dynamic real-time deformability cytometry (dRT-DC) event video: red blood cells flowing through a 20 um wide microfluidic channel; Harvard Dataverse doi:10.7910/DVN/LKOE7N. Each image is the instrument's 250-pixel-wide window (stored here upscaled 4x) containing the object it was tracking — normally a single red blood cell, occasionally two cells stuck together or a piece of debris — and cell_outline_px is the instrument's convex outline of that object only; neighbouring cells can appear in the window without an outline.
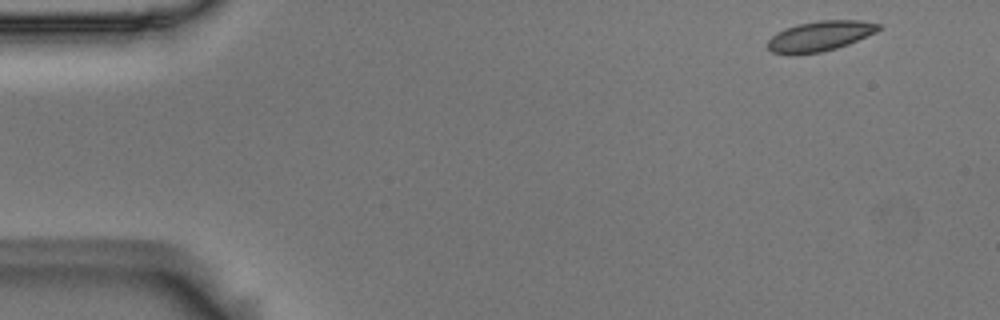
{"species": "Egyptian fruit bat (a non-hibernating species)", "species_latin": "Rousettus aegyptiacus", "temperature_condition": "room temperature", "stored_images_in_passage": 4, "camera_frame_rate_fps": 3000, "um_per_image_px": 0.085, "animal": {"sex": "male"}, "frame": {"image": 1, "passage_image": 1, "time_ms": 0.0, "image_size_px": [1000, 320], "cell_outline_px": [[880, 28], [876, 32], [848, 44], [836, 48], [820, 52], [792, 56], [772, 52], [768, 48], [768, 40], [776, 32], [784, 28], [796, 24], [820, 20], [860, 20], [880, 24]], "centroid_in_image_um": [69.64, 3.07], "position_along_channel_um": 15.4, "area_um2": 19.65}}
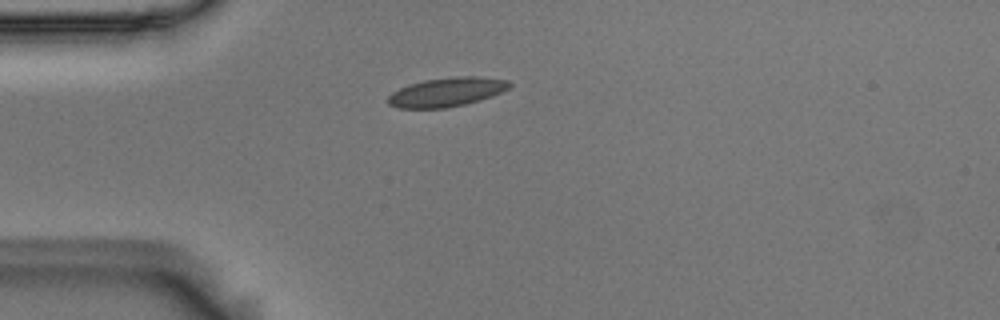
{"frame": {"image": 2, "passage_image": 4, "time_ms": 1.0, "image_size_px": [1000, 320], "cell_outline_px": [[512, 84], [508, 88], [492, 96], [464, 104], [444, 108], [400, 108], [388, 104], [388, 96], [392, 92], [408, 84], [424, 80], [456, 76], [480, 76], [508, 80]], "centroid_in_image_um": [37.96, 7.81], "position_along_channel_um": 47.0, "area_um2": 20.46}}